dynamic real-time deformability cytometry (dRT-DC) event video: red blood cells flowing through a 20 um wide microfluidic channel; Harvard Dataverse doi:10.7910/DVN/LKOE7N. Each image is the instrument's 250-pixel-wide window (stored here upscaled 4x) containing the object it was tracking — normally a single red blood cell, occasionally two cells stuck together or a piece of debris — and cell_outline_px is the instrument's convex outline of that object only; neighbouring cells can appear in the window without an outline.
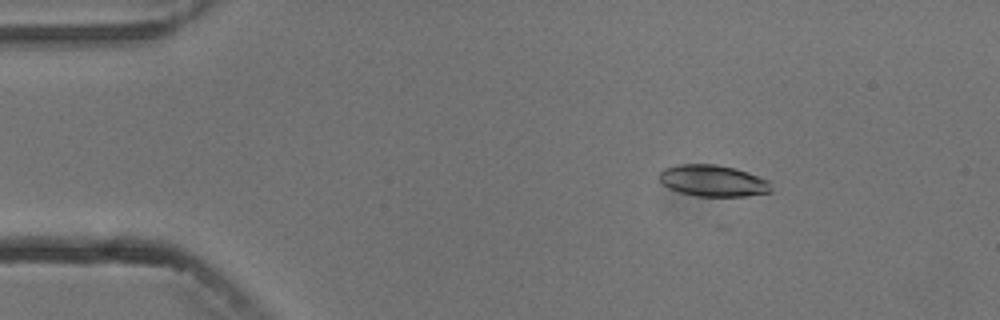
{"species": "common noctule bat (a hibernating species)", "species_latin": "Nyctalus noctula", "temperature_condition": "cold", "stored_images_in_passage": 5, "camera_frame_rate_fps": 3000, "um_per_image_px": 0.085, "animal": {"sex": "male", "body_mass_g": 13.3}, "frame": {"image": 1, "passage_image": 3, "time_ms": 2.333, "image_size_px": [1000, 320], "cell_outline_px": [[772, 192], [744, 196], [696, 196], [680, 192], [668, 188], [656, 176], [664, 168], [676, 164], [716, 164], [736, 168], [748, 172], [768, 180], [772, 188]], "centroid_in_image_um": [60.59, 15.35], "position_along_channel_um": 24.4, "area_um2": 20.69}}